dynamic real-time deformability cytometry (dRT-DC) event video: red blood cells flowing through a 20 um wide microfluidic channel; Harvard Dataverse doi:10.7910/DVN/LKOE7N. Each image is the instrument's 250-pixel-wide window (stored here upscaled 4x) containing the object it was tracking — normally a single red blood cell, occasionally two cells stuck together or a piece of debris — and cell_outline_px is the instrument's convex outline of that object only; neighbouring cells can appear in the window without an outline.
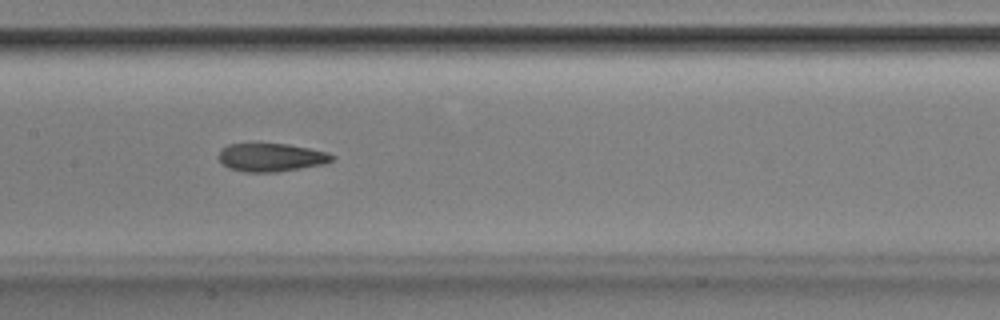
{"species": "Egyptian fruit bat (a non-hibernating species)", "species_latin": "Rousettus aegyptiacus", "temperature_condition": "room temperature", "stored_images_in_passage": 42, "camera_frame_rate_fps": 3000, "um_per_image_px": 0.085, "animal": {"sex": "male"}, "frame": {"image": 1, "passage_image": 16, "time_ms": 5.0, "image_size_px": [1000, 320], "cell_outline_px": [[336, 156], [332, 160], [324, 164], [276, 172], [244, 172], [228, 168], [216, 156], [220, 148], [228, 144], [288, 144], [328, 152]], "centroid_in_image_um": [23.02, 13.38], "position_along_channel_um": 184.4, "area_um2": 18.73}}
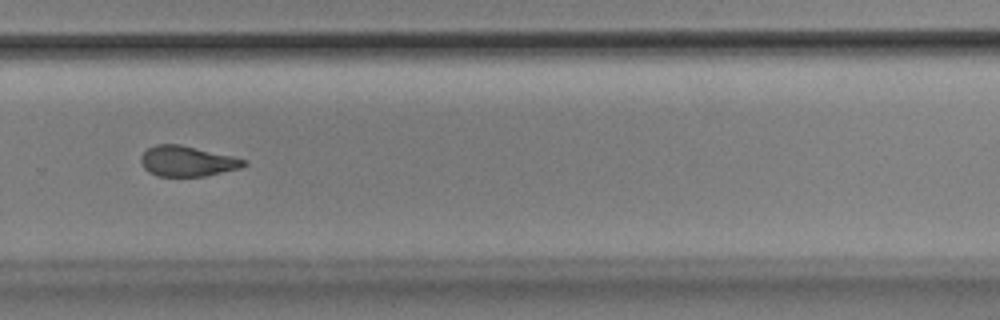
{"frame": {"image": 2, "passage_image": 26, "time_ms": 8.333, "image_size_px": [1000, 320], "cell_outline_px": [[248, 164], [240, 168], [204, 176], [156, 176], [148, 172], [144, 168], [140, 160], [140, 156], [148, 148], [156, 144], [180, 144], [232, 156], [248, 160]], "centroid_in_image_um": [15.9, 13.7], "position_along_channel_um": 313.9, "area_um2": 18.26}}
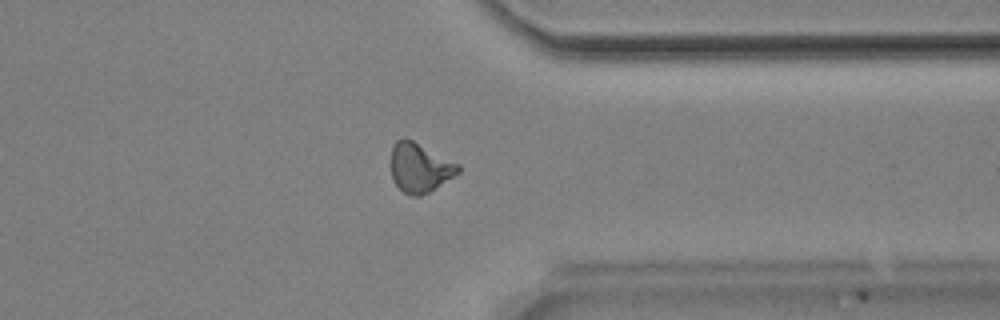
{"frame": {"image": 3, "passage_image": 31, "time_ms": 10.0, "image_size_px": [1000, 320], "cell_outline_px": [[460, 172], [428, 192], [420, 196], [408, 196], [396, 184], [392, 176], [392, 148], [396, 140], [404, 136], [460, 164]], "centroid_in_image_um": [35.68, 14.24], "position_along_channel_um": 375.7, "area_um2": 19.13}, "authors_computed_cell_mechanics": {"area_um2": 18.6694, "velocity_mm_per_s": 3.8978, "shape_relaxation_time_tau1_ms": 8.9016, "shape_relaxation_time_tau2_ms": 2.5903, "deformation_change_tau1": 0.2458, "deformation_change_tau2": 0.1054}}